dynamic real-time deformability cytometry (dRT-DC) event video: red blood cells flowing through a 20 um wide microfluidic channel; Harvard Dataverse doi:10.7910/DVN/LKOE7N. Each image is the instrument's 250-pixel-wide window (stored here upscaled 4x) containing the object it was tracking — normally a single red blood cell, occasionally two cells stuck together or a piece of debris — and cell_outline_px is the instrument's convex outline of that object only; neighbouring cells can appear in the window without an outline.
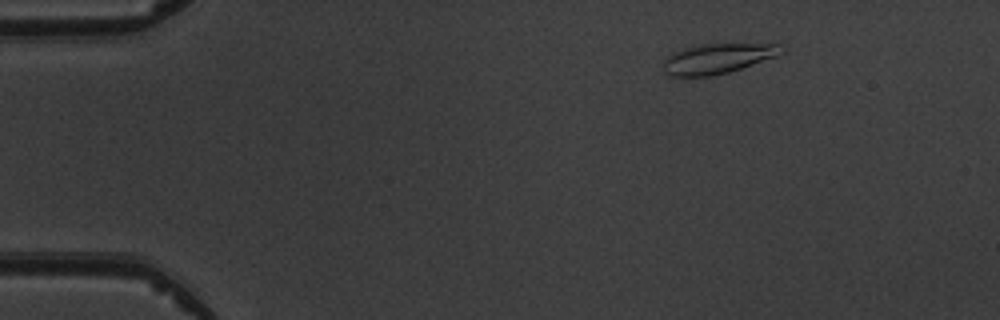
{"species": "common noctule bat (a hibernating species)", "species_latin": "Nyctalus noctula", "temperature_condition": "warm", "stored_images_in_passage": 5, "camera_frame_rate_fps": 3000, "um_per_image_px": 0.085, "animal": {"sex": "male", "body_mass_g": 19.5, "forearm_length_mm": 54.6}, "frame": {"image": 1, "passage_image": 2, "time_ms": 1.0, "image_size_px": [1000, 320], "cell_outline_px": [[784, 52], [776, 56], [728, 72], [712, 76], [668, 76], [664, 72], [664, 60], [672, 52], [692, 44], [784, 44]], "centroid_in_image_um": [60.96, 4.96], "position_along_channel_um": 24.0, "area_um2": 20.75}}
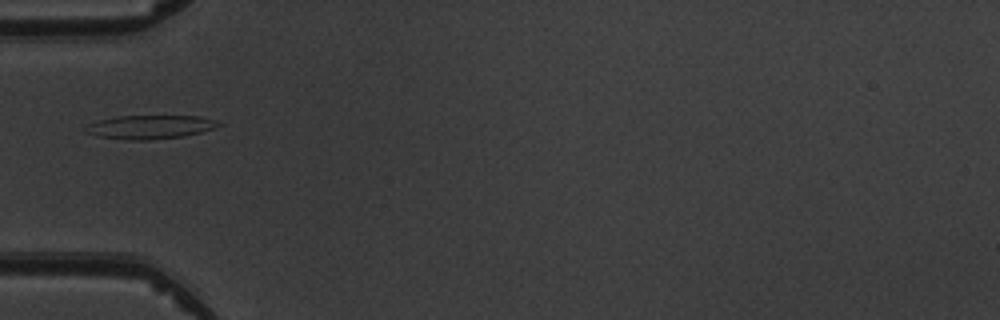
{"frame": {"image": 2, "passage_image": 5, "time_ms": 4.333, "image_size_px": [1000, 320], "cell_outline_px": [[224, 124], [200, 132], [184, 136], [148, 140], [132, 140], [100, 136], [84, 132], [84, 128], [88, 124], [100, 120], [116, 116], [200, 116], [216, 120]], "centroid_in_image_um": [12.76, 10.79], "position_along_channel_um": 72.2, "area_um2": 18.21}}